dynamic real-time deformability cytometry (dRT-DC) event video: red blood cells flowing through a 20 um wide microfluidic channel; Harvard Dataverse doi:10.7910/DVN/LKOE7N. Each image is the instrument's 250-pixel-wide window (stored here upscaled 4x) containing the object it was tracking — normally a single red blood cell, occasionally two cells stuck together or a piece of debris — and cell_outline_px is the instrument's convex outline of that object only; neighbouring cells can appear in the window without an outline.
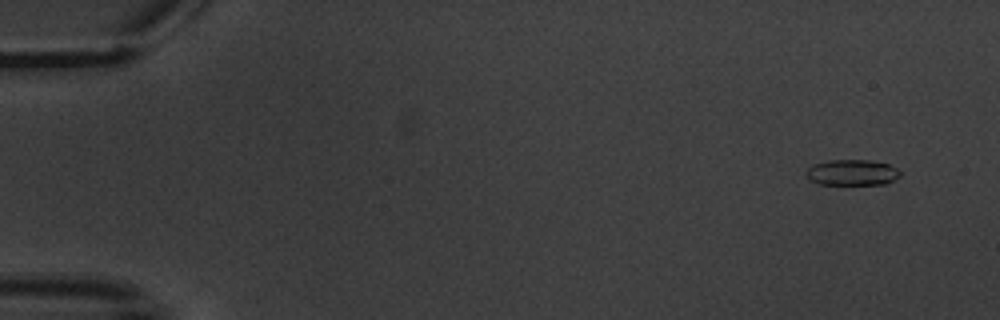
{"species": "common noctule bat (a hibernating species)", "species_latin": "Nyctalus noctula", "temperature_condition": "warm", "stored_images_in_passage": 5, "camera_frame_rate_fps": 3000, "um_per_image_px": 0.085, "animal": {"sex": "male", "body_mass_g": 20.1, "forearm_length_mm": 53.5}, "frame": {"image": 1, "passage_image": 1, "time_ms": 0.0, "image_size_px": [1000, 320], "cell_outline_px": [[900, 176], [884, 184], [820, 184], [808, 180], [804, 172], [812, 164], [828, 160], [868, 160], [888, 164], [896, 168], [900, 172]], "centroid_in_image_um": [72.36, 14.66], "position_along_channel_um": 12.6, "area_um2": 14.16}}
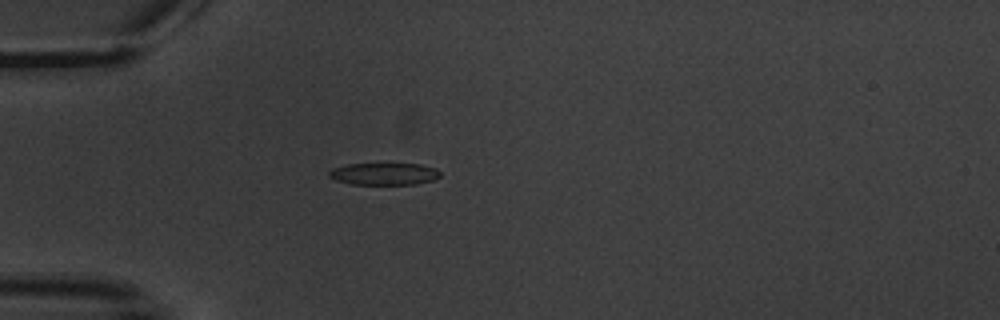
{"frame": {"image": 2, "passage_image": 5, "time_ms": 4.667, "image_size_px": [1000, 320], "cell_outline_px": [[440, 176], [432, 180], [416, 184], [352, 184], [336, 180], [328, 176], [328, 172], [332, 168], [348, 164], [420, 164], [436, 168], [440, 172]], "centroid_in_image_um": [32.64, 14.78], "position_along_channel_um": 52.4, "area_um2": 14.22}}